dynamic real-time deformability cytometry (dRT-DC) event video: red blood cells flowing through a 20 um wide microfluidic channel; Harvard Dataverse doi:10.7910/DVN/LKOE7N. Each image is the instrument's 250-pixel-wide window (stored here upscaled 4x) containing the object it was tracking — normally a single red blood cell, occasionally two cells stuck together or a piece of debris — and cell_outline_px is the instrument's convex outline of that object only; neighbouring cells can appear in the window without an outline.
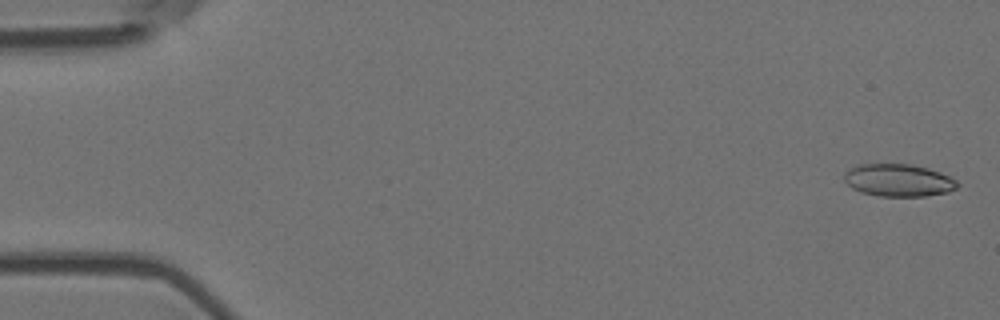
{"species": "Egyptian fruit bat (a non-hibernating species)", "species_latin": "Rousettus aegyptiacus", "temperature_condition": "room temperature", "stored_images_in_passage": 5, "segment_of_instrument_passage": [2, 2], "camera_frame_rate_fps": 3000, "um_per_image_px": 0.085, "animal": {"sex": "female"}, "frame": {"image": 1, "passage_image": 5, "time_ms": 1.333, "image_size_px": [1000, 320], "cell_outline_px": [[960, 184], [956, 188], [948, 192], [924, 196], [876, 196], [860, 192], [852, 188], [844, 180], [844, 172], [856, 164], [912, 164], [928, 168], [940, 172], [956, 180]], "centroid_in_image_um": [76.35, 15.32], "position_along_channel_um": 8.7, "area_um2": 21.56}}